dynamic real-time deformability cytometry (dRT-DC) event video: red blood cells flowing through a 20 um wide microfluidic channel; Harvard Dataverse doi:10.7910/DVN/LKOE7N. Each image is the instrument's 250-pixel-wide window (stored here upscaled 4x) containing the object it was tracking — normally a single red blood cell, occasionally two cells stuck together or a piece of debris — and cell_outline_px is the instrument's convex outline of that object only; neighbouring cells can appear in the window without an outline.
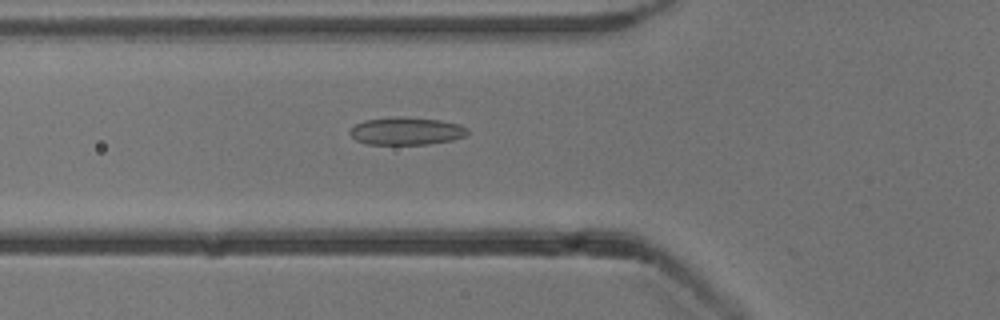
{"species": "common noctule bat (a hibernating species)", "species_latin": "Nyctalus noctula", "temperature_condition": "cold", "stored_images_in_passage": 53, "camera_frame_rate_fps": 3000, "um_per_image_px": 0.085, "animal": {"sex": "male", "body_mass_g": 13.3}, "frame": {"image": 1, "passage_image": 19, "time_ms": 6.0, "image_size_px": [1000, 320], "cell_outline_px": [[468, 132], [464, 136], [452, 140], [428, 144], [368, 144], [356, 140], [348, 132], [356, 124], [364, 120], [396, 116], [400, 116], [440, 120], [460, 124], [468, 128]], "centroid_in_image_um": [34.54, 11.13], "position_along_channel_um": 91.3, "area_um2": 18.96}}
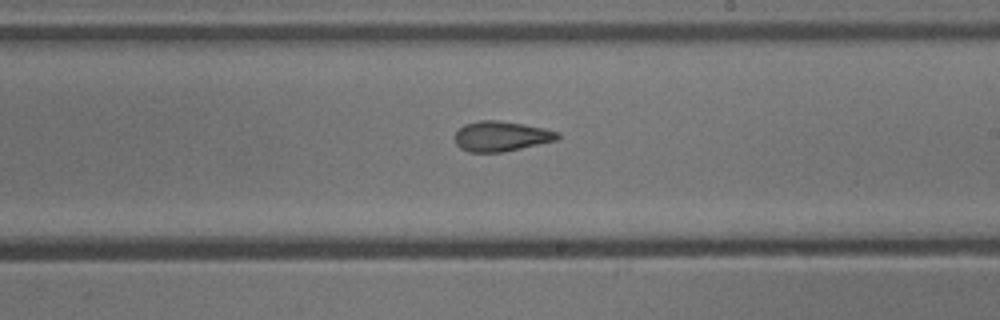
{"frame": {"image": 2, "passage_image": 31, "time_ms": 10.0, "image_size_px": [1000, 320], "cell_outline_px": [[560, 136], [556, 140], [504, 152], [468, 152], [460, 148], [456, 144], [456, 132], [464, 124], [480, 120], [496, 120], [524, 124], [544, 128], [560, 132]], "centroid_in_image_um": [42.6, 11.58], "position_along_channel_um": 246.4, "area_um2": 17.98}}
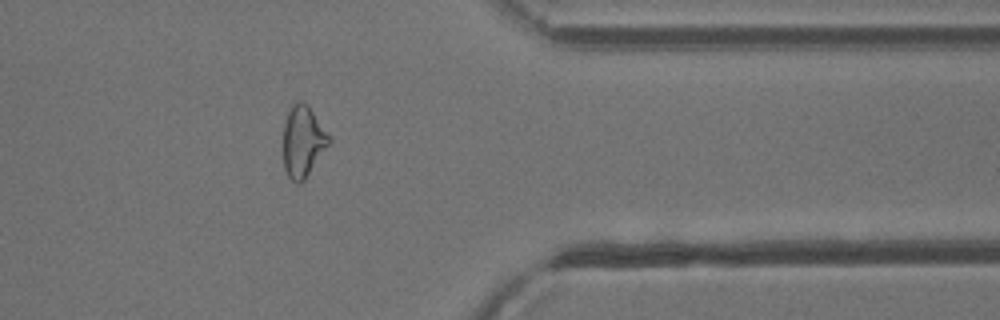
{"frame": {"image": 3, "passage_image": 43, "time_ms": 14.0, "image_size_px": [1000, 320], "cell_outline_px": [[332, 140], [304, 180], [300, 184], [296, 184], [288, 176], [284, 168], [284, 124], [288, 112], [292, 104], [296, 100], [304, 100], [308, 104]], "centroid_in_image_um": [25.75, 12.0], "position_along_channel_um": 385.7, "area_um2": 18.96}, "authors_computed_cell_mechanics": {"area_um2": 19.652, "velocity_mm_per_s": 3.862, "shape_relaxation_time_tau1_ms": null, "shape_relaxation_time_tau2_ms": 1.8761, "deformation_change_tau1": null, "deformation_change_tau2": 0.092}}